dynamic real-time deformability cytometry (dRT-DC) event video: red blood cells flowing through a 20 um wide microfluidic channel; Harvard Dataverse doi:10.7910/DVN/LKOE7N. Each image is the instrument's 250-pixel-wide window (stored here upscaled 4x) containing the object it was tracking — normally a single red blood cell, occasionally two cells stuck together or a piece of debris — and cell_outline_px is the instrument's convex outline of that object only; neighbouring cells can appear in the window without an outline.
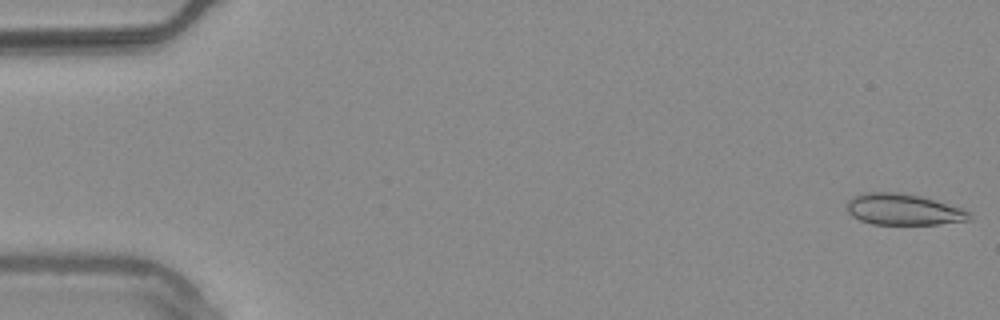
{"species": "common noctule bat (a hibernating species)", "species_latin": "Nyctalus noctula", "temperature_condition": "warm", "stored_images_in_passage": 54, "camera_frame_rate_fps": 3000, "um_per_image_px": 0.085, "animal": {"sex": "male", "body_mass_g": 20.4}, "frame": {"image": 1, "passage_image": 1, "time_ms": 0.0, "image_size_px": [1000, 320], "cell_outline_px": [[972, 220], [936, 224], [872, 224], [860, 220], [852, 216], [848, 212], [848, 200], [864, 192], [896, 192], [920, 196], [964, 208], [972, 212]], "centroid_in_image_um": [76.85, 17.81], "position_along_channel_um": 8.2, "area_um2": 22.31}}
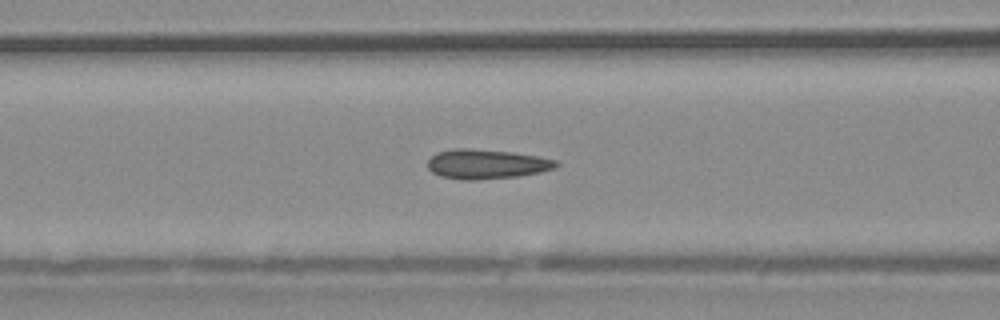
{"frame": {"image": 2, "passage_image": 22, "time_ms": 7.0, "image_size_px": [1000, 320], "cell_outline_px": [[560, 164], [556, 168], [540, 172], [520, 176], [476, 180], [460, 180], [440, 176], [432, 172], [428, 168], [428, 160], [436, 152], [452, 148], [468, 148], [512, 152], [536, 156], [556, 160]], "centroid_in_image_um": [41.34, 13.95], "position_along_channel_um": 125.3, "area_um2": 22.31}}
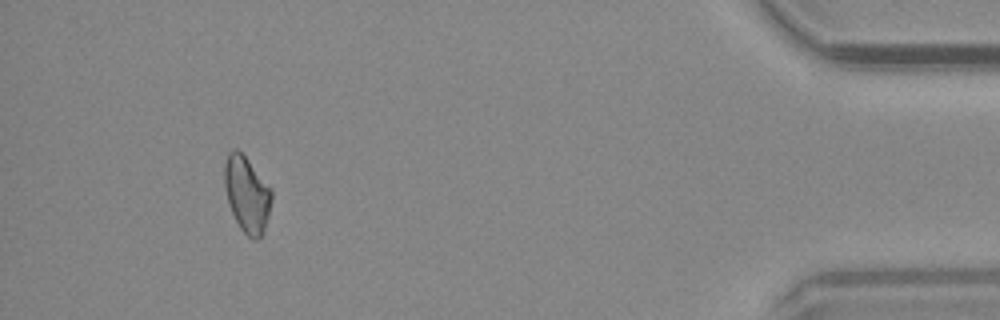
{"frame": {"image": 3, "passage_image": 50, "time_ms": 16.333, "image_size_px": [1000, 320], "cell_outline_px": [[272, 200], [264, 232], [256, 240], [252, 240], [240, 228], [228, 204], [224, 184], [224, 164], [228, 152], [232, 148], [236, 148], [248, 160], [272, 188]], "centroid_in_image_um": [20.98, 16.51], "position_along_channel_um": 414.2, "area_um2": 20.98}, "authors_computed_cell_mechanics": {"area_um2": 21.3571, "velocity_mm_per_s": 3.7704, "shape_relaxation_time_tau1_ms": null, "shape_relaxation_time_tau2_ms": 2.9643, "deformation_change_tau1": null, "deformation_change_tau2": 0.0945}}